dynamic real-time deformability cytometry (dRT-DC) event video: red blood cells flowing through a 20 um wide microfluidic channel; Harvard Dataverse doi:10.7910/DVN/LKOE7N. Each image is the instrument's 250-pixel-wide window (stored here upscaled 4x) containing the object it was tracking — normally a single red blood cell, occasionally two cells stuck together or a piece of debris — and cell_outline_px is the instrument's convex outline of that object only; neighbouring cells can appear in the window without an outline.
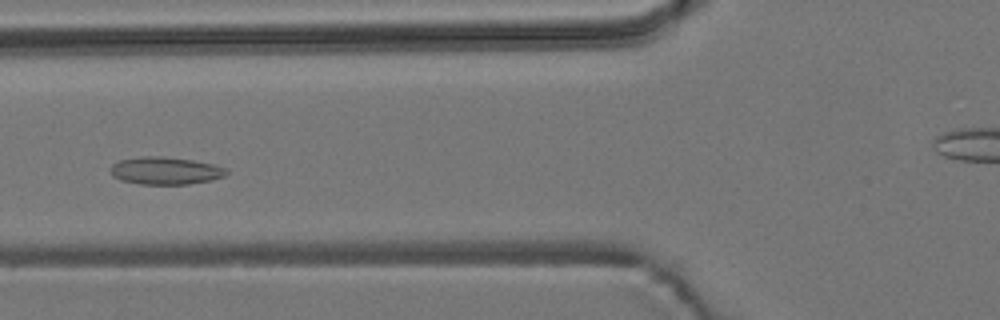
{"species": "common noctule bat (a hibernating species)", "species_latin": "Nyctalus noctula", "temperature_condition": "room temperature", "stored_images_in_passage": 8, "segment_of_instrument_passage": [1, 2], "camera_frame_rate_fps": 3000, "um_per_image_px": 0.085, "animal": {"sex": "male", "body_mass_g": 19.2, "forearm_length_mm": 51.8}, "frame": {"image": 1, "passage_image": 5, "time_ms": 1.333, "image_size_px": [1000, 320], "cell_outline_px": [[228, 172], [224, 176], [212, 180], [188, 184], [140, 184], [120, 180], [112, 176], [112, 164], [120, 160], [140, 156], [164, 156], [192, 160], [212, 164], [228, 168]], "centroid_in_image_um": [14.07, 14.51], "position_along_channel_um": 111.7, "area_um2": 18.61}}
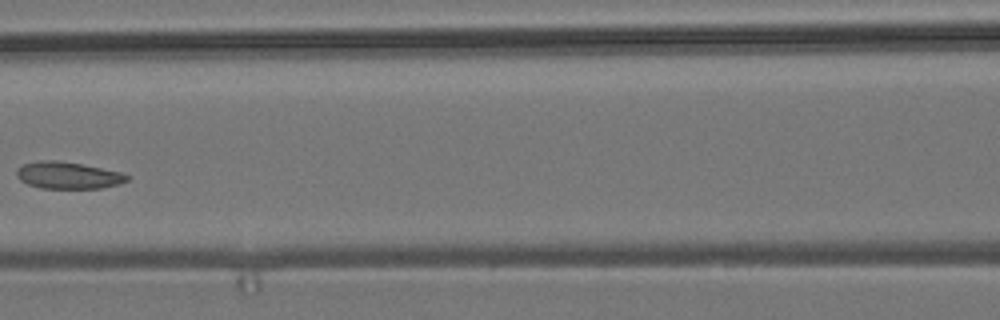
{"frame": {"image": 2, "passage_image": 6, "time_ms": 1.667, "image_size_px": [1000, 320], "cell_outline_px": [[128, 180], [120, 184], [100, 188], [40, 188], [28, 184], [20, 180], [16, 176], [16, 172], [24, 164], [40, 160], [56, 160], [80, 164], [120, 172], [128, 176]], "centroid_in_image_um": [5.77, 14.91], "position_along_channel_um": 160.8, "area_um2": 17.05}}
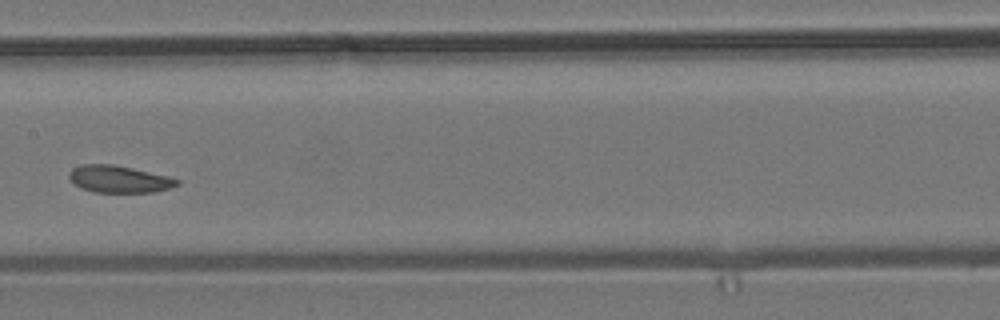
{"frame": {"image": 3, "passage_image": 7, "time_ms": 2.0, "image_size_px": [1000, 320], "cell_outline_px": [[180, 184], [168, 188], [152, 192], [96, 192], [80, 188], [68, 176], [68, 172], [72, 168], [80, 164], [112, 164], [132, 168], [168, 176], [180, 180]], "centroid_in_image_um": [10.1, 15.21], "position_along_channel_um": 197.3, "area_um2": 16.94}}